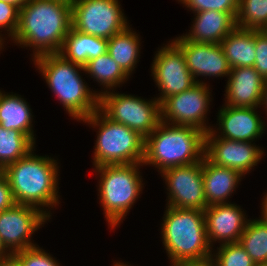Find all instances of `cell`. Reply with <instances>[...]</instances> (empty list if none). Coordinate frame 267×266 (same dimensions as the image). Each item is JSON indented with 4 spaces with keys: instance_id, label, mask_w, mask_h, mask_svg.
<instances>
[{
    "instance_id": "2e32d148",
    "label": "cell",
    "mask_w": 267,
    "mask_h": 266,
    "mask_svg": "<svg viewBox=\"0 0 267 266\" xmlns=\"http://www.w3.org/2000/svg\"><path fill=\"white\" fill-rule=\"evenodd\" d=\"M241 210L239 206L230 202L207 206L204 217L207 239L211 247V243L216 240H220L222 244L239 242L249 221Z\"/></svg>"
},
{
    "instance_id": "7c38bea8",
    "label": "cell",
    "mask_w": 267,
    "mask_h": 266,
    "mask_svg": "<svg viewBox=\"0 0 267 266\" xmlns=\"http://www.w3.org/2000/svg\"><path fill=\"white\" fill-rule=\"evenodd\" d=\"M152 64V75L161 95V104L169 96L182 93L196 84L189 71L182 50L172 41L159 49Z\"/></svg>"
},
{
    "instance_id": "5b68a950",
    "label": "cell",
    "mask_w": 267,
    "mask_h": 266,
    "mask_svg": "<svg viewBox=\"0 0 267 266\" xmlns=\"http://www.w3.org/2000/svg\"><path fill=\"white\" fill-rule=\"evenodd\" d=\"M33 59L49 88L71 117L79 121L99 109V93L90 91L78 72L84 71V66L66 60L59 53Z\"/></svg>"
},
{
    "instance_id": "4316f807",
    "label": "cell",
    "mask_w": 267,
    "mask_h": 266,
    "mask_svg": "<svg viewBox=\"0 0 267 266\" xmlns=\"http://www.w3.org/2000/svg\"><path fill=\"white\" fill-rule=\"evenodd\" d=\"M84 71L108 90L113 89L117 85L119 86L120 83L125 82L129 78L108 52L89 60L84 65Z\"/></svg>"
},
{
    "instance_id": "ac0fdd59",
    "label": "cell",
    "mask_w": 267,
    "mask_h": 266,
    "mask_svg": "<svg viewBox=\"0 0 267 266\" xmlns=\"http://www.w3.org/2000/svg\"><path fill=\"white\" fill-rule=\"evenodd\" d=\"M225 98L230 107H258L261 105L265 79L254 67L231 68Z\"/></svg>"
},
{
    "instance_id": "ba28073f",
    "label": "cell",
    "mask_w": 267,
    "mask_h": 266,
    "mask_svg": "<svg viewBox=\"0 0 267 266\" xmlns=\"http://www.w3.org/2000/svg\"><path fill=\"white\" fill-rule=\"evenodd\" d=\"M99 110L110 120L124 124L143 138L151 134L161 121L160 103L156 98L145 101L140 97L106 90L99 93Z\"/></svg>"
},
{
    "instance_id": "ffe728a7",
    "label": "cell",
    "mask_w": 267,
    "mask_h": 266,
    "mask_svg": "<svg viewBox=\"0 0 267 266\" xmlns=\"http://www.w3.org/2000/svg\"><path fill=\"white\" fill-rule=\"evenodd\" d=\"M243 175L228 167L214 165L203 158L204 195L207 206L228 203L226 199L235 191Z\"/></svg>"
},
{
    "instance_id": "8d00e7d4",
    "label": "cell",
    "mask_w": 267,
    "mask_h": 266,
    "mask_svg": "<svg viewBox=\"0 0 267 266\" xmlns=\"http://www.w3.org/2000/svg\"><path fill=\"white\" fill-rule=\"evenodd\" d=\"M7 251L8 249L5 248V246L3 245L0 239V260H3L12 255L10 252L8 253Z\"/></svg>"
},
{
    "instance_id": "277c9868",
    "label": "cell",
    "mask_w": 267,
    "mask_h": 266,
    "mask_svg": "<svg viewBox=\"0 0 267 266\" xmlns=\"http://www.w3.org/2000/svg\"><path fill=\"white\" fill-rule=\"evenodd\" d=\"M205 132L192 126L172 125L160 121L145 138L142 164H152L161 172L190 165L205 157Z\"/></svg>"
},
{
    "instance_id": "8992f818",
    "label": "cell",
    "mask_w": 267,
    "mask_h": 266,
    "mask_svg": "<svg viewBox=\"0 0 267 266\" xmlns=\"http://www.w3.org/2000/svg\"><path fill=\"white\" fill-rule=\"evenodd\" d=\"M81 121L99 127L94 149L95 167L143 162L145 138L136 131L110 120L99 109Z\"/></svg>"
},
{
    "instance_id": "d6986e66",
    "label": "cell",
    "mask_w": 267,
    "mask_h": 266,
    "mask_svg": "<svg viewBox=\"0 0 267 266\" xmlns=\"http://www.w3.org/2000/svg\"><path fill=\"white\" fill-rule=\"evenodd\" d=\"M195 16L191 32L183 35L187 41L220 44L236 27L237 13L209 10L196 12Z\"/></svg>"
},
{
    "instance_id": "f546056e",
    "label": "cell",
    "mask_w": 267,
    "mask_h": 266,
    "mask_svg": "<svg viewBox=\"0 0 267 266\" xmlns=\"http://www.w3.org/2000/svg\"><path fill=\"white\" fill-rule=\"evenodd\" d=\"M187 8L196 12L217 10L226 13H238L239 0H179Z\"/></svg>"
},
{
    "instance_id": "e575fe53",
    "label": "cell",
    "mask_w": 267,
    "mask_h": 266,
    "mask_svg": "<svg viewBox=\"0 0 267 266\" xmlns=\"http://www.w3.org/2000/svg\"><path fill=\"white\" fill-rule=\"evenodd\" d=\"M0 266H22V264L14 255H11L3 260H0Z\"/></svg>"
},
{
    "instance_id": "30bf717a",
    "label": "cell",
    "mask_w": 267,
    "mask_h": 266,
    "mask_svg": "<svg viewBox=\"0 0 267 266\" xmlns=\"http://www.w3.org/2000/svg\"><path fill=\"white\" fill-rule=\"evenodd\" d=\"M209 90L206 83H196L182 93L169 96L160 104L161 121L209 132L212 128L205 123L211 101Z\"/></svg>"
},
{
    "instance_id": "7402d4cb",
    "label": "cell",
    "mask_w": 267,
    "mask_h": 266,
    "mask_svg": "<svg viewBox=\"0 0 267 266\" xmlns=\"http://www.w3.org/2000/svg\"><path fill=\"white\" fill-rule=\"evenodd\" d=\"M231 68L253 67L256 60L255 30L235 27L221 42Z\"/></svg>"
},
{
    "instance_id": "d6a6232c",
    "label": "cell",
    "mask_w": 267,
    "mask_h": 266,
    "mask_svg": "<svg viewBox=\"0 0 267 266\" xmlns=\"http://www.w3.org/2000/svg\"><path fill=\"white\" fill-rule=\"evenodd\" d=\"M19 24V9L12 5L0 0V29L4 28L9 33L8 36L13 39L17 32Z\"/></svg>"
},
{
    "instance_id": "1f68e13d",
    "label": "cell",
    "mask_w": 267,
    "mask_h": 266,
    "mask_svg": "<svg viewBox=\"0 0 267 266\" xmlns=\"http://www.w3.org/2000/svg\"><path fill=\"white\" fill-rule=\"evenodd\" d=\"M255 70L267 79V30H255Z\"/></svg>"
},
{
    "instance_id": "836d02e7",
    "label": "cell",
    "mask_w": 267,
    "mask_h": 266,
    "mask_svg": "<svg viewBox=\"0 0 267 266\" xmlns=\"http://www.w3.org/2000/svg\"><path fill=\"white\" fill-rule=\"evenodd\" d=\"M16 202L13 197L7 177L3 174L0 177V212L11 208Z\"/></svg>"
},
{
    "instance_id": "cb8c5ba5",
    "label": "cell",
    "mask_w": 267,
    "mask_h": 266,
    "mask_svg": "<svg viewBox=\"0 0 267 266\" xmlns=\"http://www.w3.org/2000/svg\"><path fill=\"white\" fill-rule=\"evenodd\" d=\"M140 39L128 26L108 39L107 52L129 76L138 61Z\"/></svg>"
},
{
    "instance_id": "83f0119b",
    "label": "cell",
    "mask_w": 267,
    "mask_h": 266,
    "mask_svg": "<svg viewBox=\"0 0 267 266\" xmlns=\"http://www.w3.org/2000/svg\"><path fill=\"white\" fill-rule=\"evenodd\" d=\"M236 26L267 30V0H239Z\"/></svg>"
},
{
    "instance_id": "b9f144b4",
    "label": "cell",
    "mask_w": 267,
    "mask_h": 266,
    "mask_svg": "<svg viewBox=\"0 0 267 266\" xmlns=\"http://www.w3.org/2000/svg\"><path fill=\"white\" fill-rule=\"evenodd\" d=\"M4 174V168L0 165V177Z\"/></svg>"
},
{
    "instance_id": "7a4b0ae2",
    "label": "cell",
    "mask_w": 267,
    "mask_h": 266,
    "mask_svg": "<svg viewBox=\"0 0 267 266\" xmlns=\"http://www.w3.org/2000/svg\"><path fill=\"white\" fill-rule=\"evenodd\" d=\"M32 151L7 165L4 175L9 181L16 204L39 208L50 218V213L44 211L43 206L52 208L59 203L57 162L51 157L34 156Z\"/></svg>"
},
{
    "instance_id": "603a6c76",
    "label": "cell",
    "mask_w": 267,
    "mask_h": 266,
    "mask_svg": "<svg viewBox=\"0 0 267 266\" xmlns=\"http://www.w3.org/2000/svg\"><path fill=\"white\" fill-rule=\"evenodd\" d=\"M32 114L29 105L18 95H0V125L26 134L34 143L35 137L32 130Z\"/></svg>"
},
{
    "instance_id": "7bdbcfd3",
    "label": "cell",
    "mask_w": 267,
    "mask_h": 266,
    "mask_svg": "<svg viewBox=\"0 0 267 266\" xmlns=\"http://www.w3.org/2000/svg\"><path fill=\"white\" fill-rule=\"evenodd\" d=\"M2 45H3V38L0 35V49H2Z\"/></svg>"
},
{
    "instance_id": "6da1fadb",
    "label": "cell",
    "mask_w": 267,
    "mask_h": 266,
    "mask_svg": "<svg viewBox=\"0 0 267 266\" xmlns=\"http://www.w3.org/2000/svg\"><path fill=\"white\" fill-rule=\"evenodd\" d=\"M71 27V0H27L12 40L34 47V58L59 53Z\"/></svg>"
},
{
    "instance_id": "4dcf8cb0",
    "label": "cell",
    "mask_w": 267,
    "mask_h": 266,
    "mask_svg": "<svg viewBox=\"0 0 267 266\" xmlns=\"http://www.w3.org/2000/svg\"><path fill=\"white\" fill-rule=\"evenodd\" d=\"M22 266H60L50 254L36 247L27 248L13 254Z\"/></svg>"
},
{
    "instance_id": "ab89813d",
    "label": "cell",
    "mask_w": 267,
    "mask_h": 266,
    "mask_svg": "<svg viewBox=\"0 0 267 266\" xmlns=\"http://www.w3.org/2000/svg\"><path fill=\"white\" fill-rule=\"evenodd\" d=\"M261 105H265L266 112H267V79H265V84H264V90H263V97H262V102Z\"/></svg>"
},
{
    "instance_id": "44dd1931",
    "label": "cell",
    "mask_w": 267,
    "mask_h": 266,
    "mask_svg": "<svg viewBox=\"0 0 267 266\" xmlns=\"http://www.w3.org/2000/svg\"><path fill=\"white\" fill-rule=\"evenodd\" d=\"M108 39L74 30L67 34L59 52L66 60L84 66L89 60L107 53Z\"/></svg>"
},
{
    "instance_id": "d590c367",
    "label": "cell",
    "mask_w": 267,
    "mask_h": 266,
    "mask_svg": "<svg viewBox=\"0 0 267 266\" xmlns=\"http://www.w3.org/2000/svg\"><path fill=\"white\" fill-rule=\"evenodd\" d=\"M177 266H216L211 260L204 262L183 263Z\"/></svg>"
},
{
    "instance_id": "e0dca14e",
    "label": "cell",
    "mask_w": 267,
    "mask_h": 266,
    "mask_svg": "<svg viewBox=\"0 0 267 266\" xmlns=\"http://www.w3.org/2000/svg\"><path fill=\"white\" fill-rule=\"evenodd\" d=\"M257 107H230L225 105L218 114L219 130L216 137L228 140L252 142L265 130L264 122L255 111Z\"/></svg>"
},
{
    "instance_id": "52a82bcc",
    "label": "cell",
    "mask_w": 267,
    "mask_h": 266,
    "mask_svg": "<svg viewBox=\"0 0 267 266\" xmlns=\"http://www.w3.org/2000/svg\"><path fill=\"white\" fill-rule=\"evenodd\" d=\"M140 165L142 163L95 167L101 173L100 203L112 229L119 225L142 191V177L139 176L138 168Z\"/></svg>"
},
{
    "instance_id": "8fae6325",
    "label": "cell",
    "mask_w": 267,
    "mask_h": 266,
    "mask_svg": "<svg viewBox=\"0 0 267 266\" xmlns=\"http://www.w3.org/2000/svg\"><path fill=\"white\" fill-rule=\"evenodd\" d=\"M162 173L169 189L168 206L182 209L205 210L203 160L184 166L172 167Z\"/></svg>"
},
{
    "instance_id": "5bb4252c",
    "label": "cell",
    "mask_w": 267,
    "mask_h": 266,
    "mask_svg": "<svg viewBox=\"0 0 267 266\" xmlns=\"http://www.w3.org/2000/svg\"><path fill=\"white\" fill-rule=\"evenodd\" d=\"M216 137L213 128L205 134V157L214 165L248 173L261 160L263 151L251 144Z\"/></svg>"
},
{
    "instance_id": "9a60e30c",
    "label": "cell",
    "mask_w": 267,
    "mask_h": 266,
    "mask_svg": "<svg viewBox=\"0 0 267 266\" xmlns=\"http://www.w3.org/2000/svg\"><path fill=\"white\" fill-rule=\"evenodd\" d=\"M185 57L186 65L196 83L197 76H229L231 67L220 44L187 41L183 36L172 40Z\"/></svg>"
},
{
    "instance_id": "74e56055",
    "label": "cell",
    "mask_w": 267,
    "mask_h": 266,
    "mask_svg": "<svg viewBox=\"0 0 267 266\" xmlns=\"http://www.w3.org/2000/svg\"><path fill=\"white\" fill-rule=\"evenodd\" d=\"M8 4L16 6L19 10L26 3L27 0H2Z\"/></svg>"
},
{
    "instance_id": "9c48e42d",
    "label": "cell",
    "mask_w": 267,
    "mask_h": 266,
    "mask_svg": "<svg viewBox=\"0 0 267 266\" xmlns=\"http://www.w3.org/2000/svg\"><path fill=\"white\" fill-rule=\"evenodd\" d=\"M118 0H71L72 28L110 39L127 25Z\"/></svg>"
},
{
    "instance_id": "f35d334b",
    "label": "cell",
    "mask_w": 267,
    "mask_h": 266,
    "mask_svg": "<svg viewBox=\"0 0 267 266\" xmlns=\"http://www.w3.org/2000/svg\"><path fill=\"white\" fill-rule=\"evenodd\" d=\"M263 207H262V218L267 222V194L266 196H264V200L261 204Z\"/></svg>"
},
{
    "instance_id": "f1b7e54d",
    "label": "cell",
    "mask_w": 267,
    "mask_h": 266,
    "mask_svg": "<svg viewBox=\"0 0 267 266\" xmlns=\"http://www.w3.org/2000/svg\"><path fill=\"white\" fill-rule=\"evenodd\" d=\"M215 259L211 261L216 266H255L251 257L247 254L244 248L237 243L221 244L218 248Z\"/></svg>"
},
{
    "instance_id": "3957f363",
    "label": "cell",
    "mask_w": 267,
    "mask_h": 266,
    "mask_svg": "<svg viewBox=\"0 0 267 266\" xmlns=\"http://www.w3.org/2000/svg\"><path fill=\"white\" fill-rule=\"evenodd\" d=\"M162 239L171 266L211 260L203 210L167 207Z\"/></svg>"
},
{
    "instance_id": "ee69618b",
    "label": "cell",
    "mask_w": 267,
    "mask_h": 266,
    "mask_svg": "<svg viewBox=\"0 0 267 266\" xmlns=\"http://www.w3.org/2000/svg\"><path fill=\"white\" fill-rule=\"evenodd\" d=\"M255 266H267V264H262V265H255Z\"/></svg>"
},
{
    "instance_id": "484cf974",
    "label": "cell",
    "mask_w": 267,
    "mask_h": 266,
    "mask_svg": "<svg viewBox=\"0 0 267 266\" xmlns=\"http://www.w3.org/2000/svg\"><path fill=\"white\" fill-rule=\"evenodd\" d=\"M34 144L26 134L0 125V165L5 168L26 156L35 147Z\"/></svg>"
},
{
    "instance_id": "4fadbf2b",
    "label": "cell",
    "mask_w": 267,
    "mask_h": 266,
    "mask_svg": "<svg viewBox=\"0 0 267 266\" xmlns=\"http://www.w3.org/2000/svg\"><path fill=\"white\" fill-rule=\"evenodd\" d=\"M48 219L39 208L15 204L0 212V239L12 255L34 247L30 237Z\"/></svg>"
},
{
    "instance_id": "d4e9b609",
    "label": "cell",
    "mask_w": 267,
    "mask_h": 266,
    "mask_svg": "<svg viewBox=\"0 0 267 266\" xmlns=\"http://www.w3.org/2000/svg\"><path fill=\"white\" fill-rule=\"evenodd\" d=\"M256 265L267 264V222L249 220L238 242Z\"/></svg>"
},
{
    "instance_id": "60d3db41",
    "label": "cell",
    "mask_w": 267,
    "mask_h": 266,
    "mask_svg": "<svg viewBox=\"0 0 267 266\" xmlns=\"http://www.w3.org/2000/svg\"><path fill=\"white\" fill-rule=\"evenodd\" d=\"M113 266H127V264L116 262ZM128 266H130V265H128Z\"/></svg>"
}]
</instances>
